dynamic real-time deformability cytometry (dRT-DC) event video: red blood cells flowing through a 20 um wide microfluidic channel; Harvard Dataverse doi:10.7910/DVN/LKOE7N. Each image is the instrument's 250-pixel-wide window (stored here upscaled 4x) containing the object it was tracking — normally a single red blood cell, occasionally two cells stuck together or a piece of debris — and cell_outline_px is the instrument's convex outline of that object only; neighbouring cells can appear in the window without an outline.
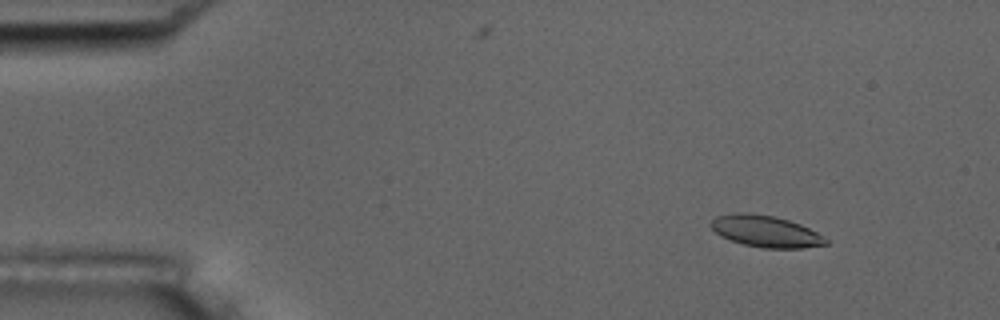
{"species": "common noctule bat (a hibernating species)", "species_latin": "Nyctalus noctula", "temperature_condition": "room temperature", "stored_images_in_passage": 55, "camera_frame_rate_fps": 3000, "um_per_image_px": 0.085, "animal": {"sex": "male", "body_mass_g": 17.5, "forearm_length_mm": 52.3}, "frame": {"image": 1, "passage_image": 7, "time_ms": 2.0, "image_size_px": [1000, 320], "cell_outline_px": [[828, 244], [800, 248], [764, 248], [744, 244], [720, 236], [708, 224], [716, 216], [732, 212], [748, 212], [776, 216], [800, 224], [824, 236], [828, 240]], "centroid_in_image_um": [65.06, 19.64], "position_along_channel_um": 19.9, "area_um2": 21.21}}
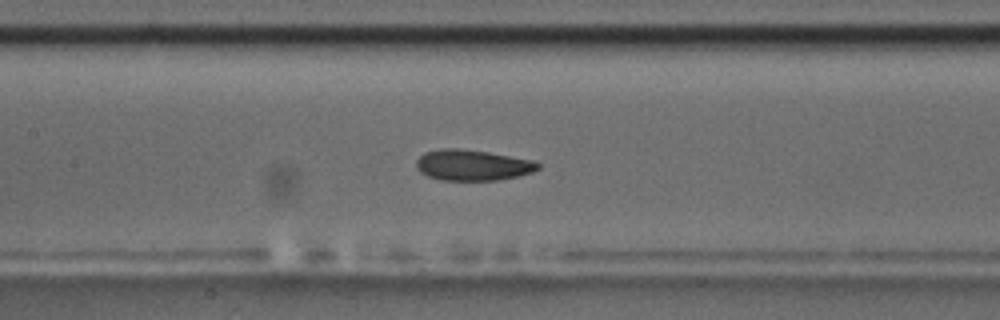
{"frame": {"image": 2, "passage_image": 26, "time_ms": 8.333, "image_size_px": [1000, 320], "cell_outline_px": [[540, 168], [532, 172], [500, 180], [440, 180], [428, 176], [420, 172], [416, 168], [416, 160], [424, 152], [440, 148], [456, 148], [488, 152], [532, 160], [540, 164]], "centroid_in_image_um": [40.13, 14.03], "position_along_channel_um": 167.3, "area_um2": 21.85}}
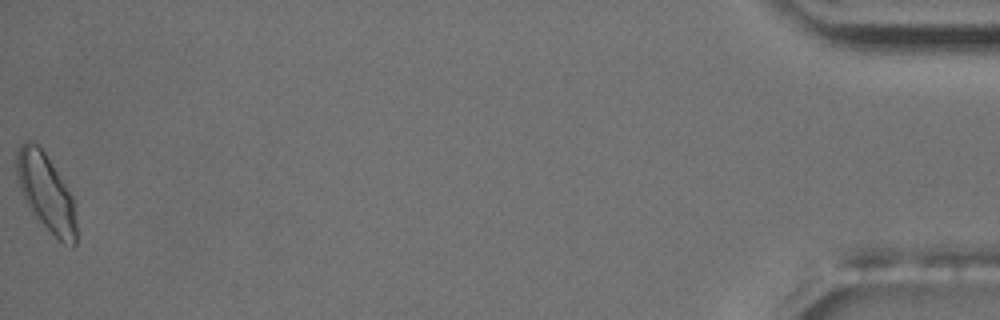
{"frame": {"image": 3, "passage_image": 55, "time_ms": 18.0, "image_size_px": [1000, 320], "cell_outline_px": [[76, 244], [72, 248], [64, 244], [32, 212], [20, 188], [16, 172], [16, 152], [20, 144], [24, 140], [36, 140], [40, 144], [72, 196], [76, 204]], "centroid_in_image_um": [3.93, 16.3], "position_along_channel_um": 431.3, "area_um2": 26.88}, "authors_computed_cell_mechanics": {"area_um2": 22.0796, "velocity_mm_per_s": 3.7423, "shape_relaxation_time_tau1_ms": 4.9284, "shape_relaxation_time_tau2_ms": 2.1817, "deformation_change_tau1": 0.1304, "deformation_change_tau2": 0.0734}}